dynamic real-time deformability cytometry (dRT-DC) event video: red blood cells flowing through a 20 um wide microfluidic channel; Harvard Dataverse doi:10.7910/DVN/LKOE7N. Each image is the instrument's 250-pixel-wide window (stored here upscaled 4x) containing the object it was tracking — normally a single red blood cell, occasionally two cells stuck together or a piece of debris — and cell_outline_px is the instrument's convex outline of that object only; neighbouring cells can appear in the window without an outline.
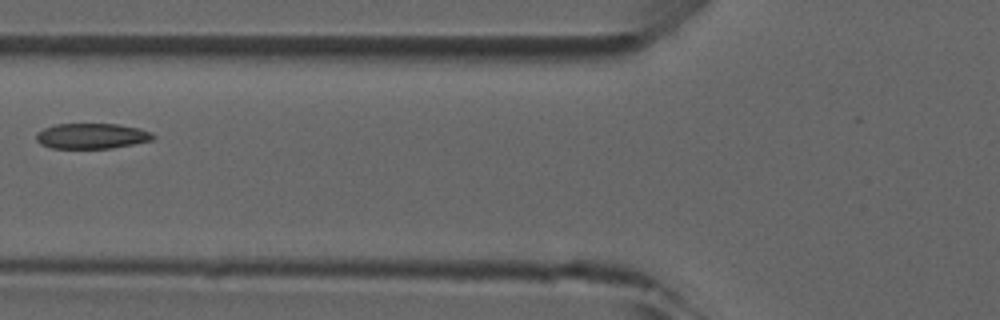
{"species": "common noctule bat (a hibernating species)", "species_latin": "Nyctalus noctula", "temperature_condition": "room temperature", "stored_images_in_passage": 6, "camera_frame_rate_fps": 3000, "um_per_image_px": 0.085, "animal": {"sex": "male", "forearm_length_mm": 52.5}, "frame": {"image": 1, "passage_image": 6, "time_ms": 5.667, "image_size_px": [1000, 320], "cell_outline_px": [[156, 136], [152, 140], [112, 148], [52, 148], [40, 144], [36, 140], [36, 132], [44, 128], [56, 124], [116, 124], [140, 128], [152, 132]], "centroid_in_image_um": [7.79, 11.56], "position_along_channel_um": 118.0, "area_um2": 17.34}}